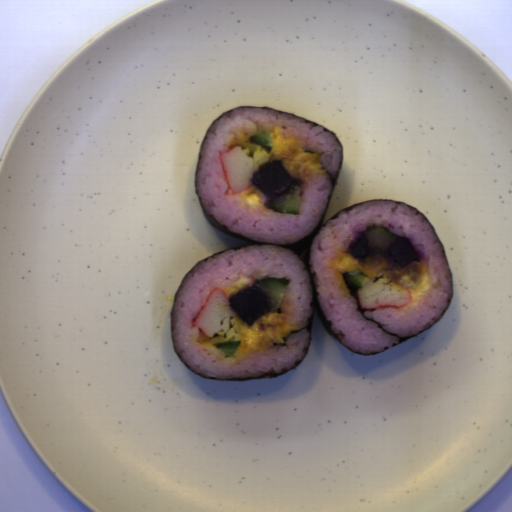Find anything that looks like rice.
Here are the masks:
<instances>
[{
  "mask_svg": "<svg viewBox=\"0 0 512 512\" xmlns=\"http://www.w3.org/2000/svg\"><path fill=\"white\" fill-rule=\"evenodd\" d=\"M239 273L256 280L286 278L290 280L280 308L271 312L285 313L284 321L291 327H301L283 338L284 344L257 348L239 357H225L216 348L218 342L238 341V327L227 336L207 338L192 320L214 286L221 289L238 281ZM312 278L306 263L290 247L252 245L217 253L192 268L179 286L172 309V332L179 357L200 375L220 378H250L267 375L271 370L281 374L303 360L310 332L303 329L313 317Z\"/></svg>",
  "mask_w": 512,
  "mask_h": 512,
  "instance_id": "obj_2",
  "label": "rice"
},
{
  "mask_svg": "<svg viewBox=\"0 0 512 512\" xmlns=\"http://www.w3.org/2000/svg\"><path fill=\"white\" fill-rule=\"evenodd\" d=\"M369 227H384L398 237L411 240L418 258L405 267L394 263L382 268L376 277L365 276L362 286L370 281L388 277L399 284L402 275L416 282L423 276V265L429 271L432 287L419 302H410L403 308L364 310L368 319L380 322L389 333L399 337L411 336L429 326L446 309L452 283L442 247L428 221L412 207L386 200H373L349 212H342L336 220L328 221L313 238L309 254V276L314 279L317 296L326 321H331L335 337L353 351H384L386 346L399 343L371 320L356 312V299L345 284L340 264L347 248Z\"/></svg>",
  "mask_w": 512,
  "mask_h": 512,
  "instance_id": "obj_1",
  "label": "rice"
},
{
  "mask_svg": "<svg viewBox=\"0 0 512 512\" xmlns=\"http://www.w3.org/2000/svg\"><path fill=\"white\" fill-rule=\"evenodd\" d=\"M275 127L280 128L286 142L292 138L303 151L315 153L321 170L329 171L335 179L343 149L329 131L291 115L238 107L212 124L203 145L196 187L207 212L227 227L252 240L287 245L300 241L318 225L332 190L329 174L311 172L298 179L301 180L300 214L277 212L265 204L267 197L254 183L239 194H230L219 154L240 146L246 156L257 162L260 170L277 160L273 151L266 153L250 143V138L261 130L273 133ZM251 190L258 193L264 203L260 212H253L239 202L241 195Z\"/></svg>",
  "mask_w": 512,
  "mask_h": 512,
  "instance_id": "obj_3",
  "label": "rice"
}]
</instances>
